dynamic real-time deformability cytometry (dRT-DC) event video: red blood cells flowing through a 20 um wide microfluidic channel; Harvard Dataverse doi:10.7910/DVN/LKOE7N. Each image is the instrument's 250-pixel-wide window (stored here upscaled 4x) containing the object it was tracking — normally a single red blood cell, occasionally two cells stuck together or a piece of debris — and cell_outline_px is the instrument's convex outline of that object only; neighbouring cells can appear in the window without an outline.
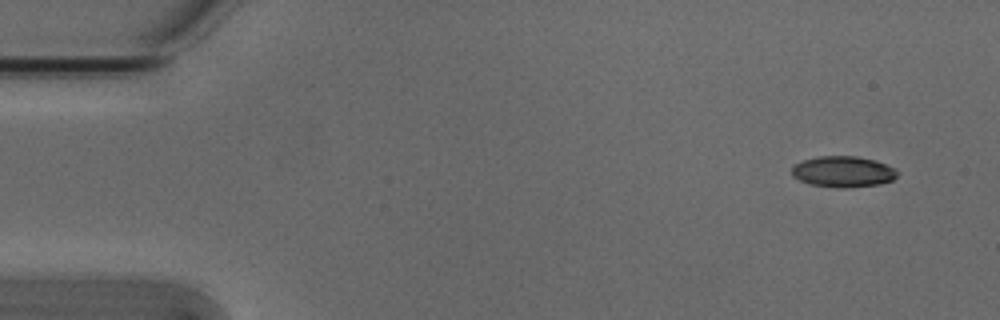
{"species": "Egyptian fruit bat (a non-hibernating species)", "species_latin": "Rousettus aegyptiacus", "temperature_condition": "cold", "stored_images_in_passage": 10, "camera_frame_rate_fps": 3000, "um_per_image_px": 0.085, "animal": {"sex": "male"}, "frame": {"image": 1, "passage_image": 1, "time_ms": 0.0, "image_size_px": [1000, 320], "cell_outline_px": [[896, 176], [892, 180], [880, 184], [844, 188], [840, 188], [812, 184], [800, 180], [792, 176], [792, 168], [796, 164], [804, 160], [820, 156], [856, 156], [876, 160], [896, 168]], "centroid_in_image_um": [71.69, 14.59], "position_along_channel_um": 13.3, "area_um2": 18.9}}